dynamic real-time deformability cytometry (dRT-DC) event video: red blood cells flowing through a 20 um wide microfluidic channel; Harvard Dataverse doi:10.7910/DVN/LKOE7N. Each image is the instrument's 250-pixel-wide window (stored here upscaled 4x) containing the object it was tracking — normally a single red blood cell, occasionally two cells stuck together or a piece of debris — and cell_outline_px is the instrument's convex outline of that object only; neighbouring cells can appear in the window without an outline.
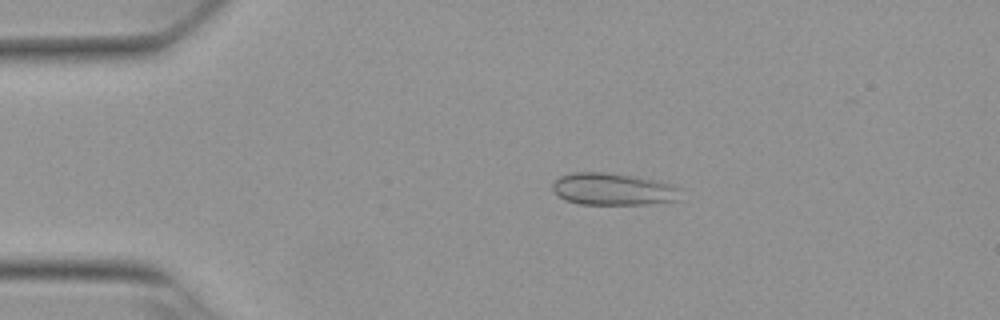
{"species": "Egyptian fruit bat (a non-hibernating species)", "species_latin": "Rousettus aegyptiacus", "temperature_condition": "warm", "stored_images_in_passage": 49, "camera_frame_rate_fps": 3000, "um_per_image_px": 0.085, "animal": {"sex": "female"}, "frame": {"image": 1, "passage_image": 7, "time_ms": 2.0, "image_size_px": [1000, 320], "cell_outline_px": [[680, 200], [648, 204], [580, 204], [568, 200], [560, 196], [552, 188], [552, 184], [560, 176], [572, 172], [604, 172], [632, 176], [672, 184], [680, 188]], "centroid_in_image_um": [52.14, 16.08], "position_along_channel_um": 32.9, "area_um2": 23.76}}
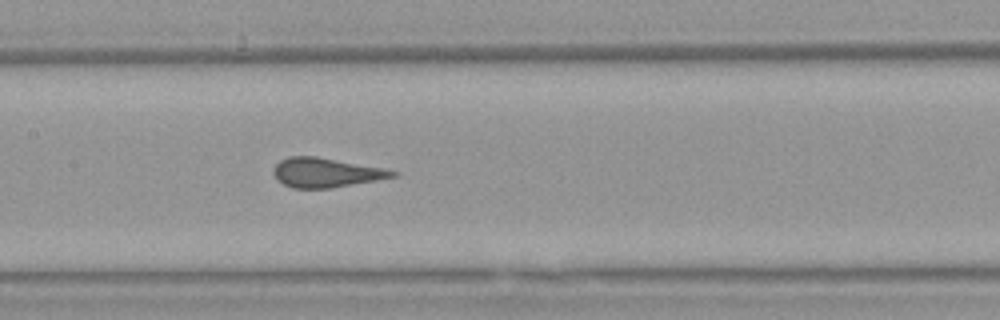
{"frame": {"image": 2, "passage_image": 22, "time_ms": 7.0, "image_size_px": [1000, 320], "cell_outline_px": [[400, 172], [396, 176], [376, 180], [328, 188], [292, 188], [276, 180], [272, 172], [272, 168], [280, 160], [288, 156], [316, 156], [384, 168]], "centroid_in_image_um": [27.66, 14.66], "position_along_channel_um": 179.7, "area_um2": 20.4}}
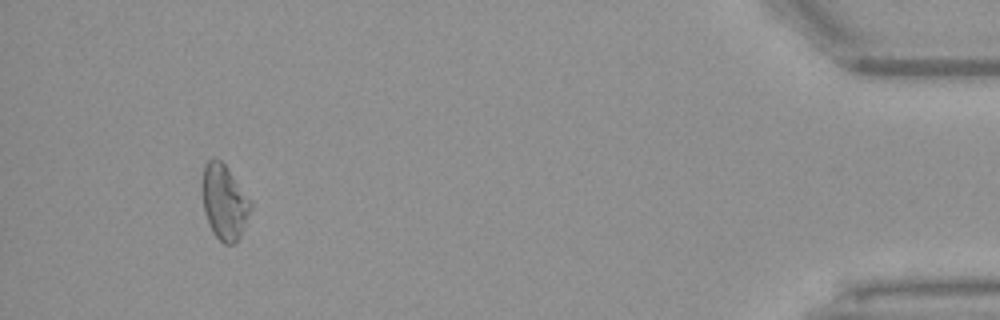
{"frame": {"image": 3, "passage_image": 46, "time_ms": 15.0, "image_size_px": [1000, 320], "cell_outline_px": [[252, 208], [240, 236], [232, 244], [224, 244], [212, 232], [204, 212], [200, 188], [200, 180], [204, 164], [208, 160], [220, 160], [224, 164], [252, 200]], "centroid_in_image_um": [19.04, 17.15], "position_along_channel_um": 416.2, "area_um2": 21.44}}